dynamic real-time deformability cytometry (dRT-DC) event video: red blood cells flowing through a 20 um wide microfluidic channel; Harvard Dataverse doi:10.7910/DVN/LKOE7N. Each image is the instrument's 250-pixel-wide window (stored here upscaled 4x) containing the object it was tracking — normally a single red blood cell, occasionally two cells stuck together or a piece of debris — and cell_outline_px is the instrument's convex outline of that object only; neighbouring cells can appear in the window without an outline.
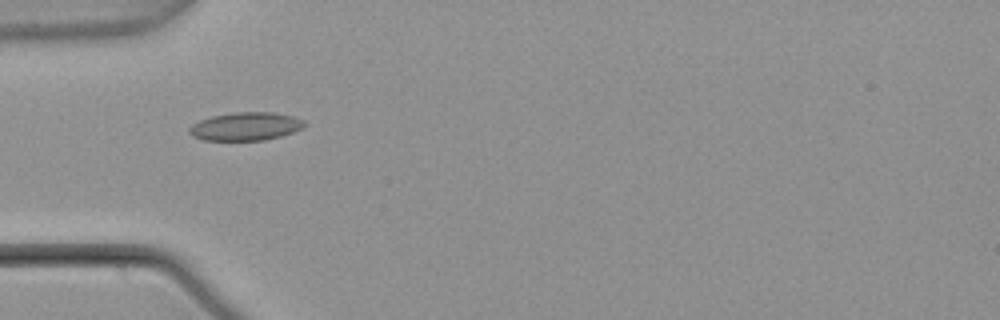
{"species": "common noctule bat (a hibernating species)", "species_latin": "Nyctalus noctula", "temperature_condition": "warm", "stored_images_in_passage": 6, "camera_frame_rate_fps": 3000, "um_per_image_px": 0.085, "animal": {"sex": "male", "body_mass_g": 21.5, "forearm_length_mm": 52.0}, "frame": {"image": 1, "passage_image": 5, "time_ms": 1.333, "image_size_px": [1000, 320], "cell_outline_px": [[308, 124], [304, 128], [280, 136], [264, 140], [204, 140], [192, 136], [188, 132], [188, 128], [192, 124], [200, 120], [212, 116], [232, 112], [272, 112], [292, 116], [304, 120]], "centroid_in_image_um": [20.88, 10.74], "position_along_channel_um": 64.1, "area_um2": 19.02}}
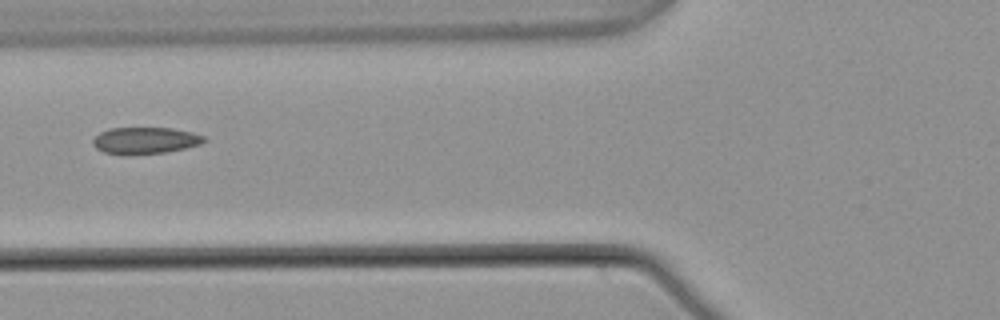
{"frame": {"image": 2, "passage_image": 6, "time_ms": 1.667, "image_size_px": [1000, 320], "cell_outline_px": [[208, 140], [200, 144], [184, 148], [164, 152], [124, 156], [104, 152], [96, 148], [92, 144], [92, 140], [100, 132], [108, 128], [172, 128], [192, 132], [204, 136]], "centroid_in_image_um": [12.31, 11.95], "position_along_channel_um": 113.5, "area_um2": 17.46}}